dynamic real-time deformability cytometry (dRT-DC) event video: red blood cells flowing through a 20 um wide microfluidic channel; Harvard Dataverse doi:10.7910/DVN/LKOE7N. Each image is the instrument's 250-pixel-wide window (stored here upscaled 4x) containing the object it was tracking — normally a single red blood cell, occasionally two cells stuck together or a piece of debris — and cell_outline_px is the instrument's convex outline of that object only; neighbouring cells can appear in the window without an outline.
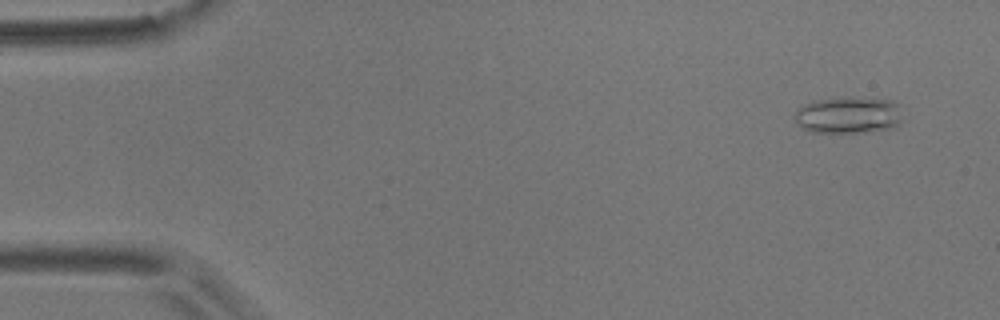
{"species": "common noctule bat (a hibernating species)", "species_latin": "Nyctalus noctula", "temperature_condition": "room temperature", "stored_images_in_passage": 4, "camera_frame_rate_fps": 3000, "um_per_image_px": 0.085, "animal": {"sex": "male", "body_mass_g": 17.9}, "frame": {"image": 1, "passage_image": 1, "time_ms": 0.0, "image_size_px": [1000, 320], "cell_outline_px": [[904, 120], [896, 128], [872, 132], [812, 132], [796, 124], [792, 116], [796, 108], [812, 100], [892, 100], [900, 104]], "centroid_in_image_um": [72.15, 9.84], "position_along_channel_um": 12.9, "area_um2": 23.0}}